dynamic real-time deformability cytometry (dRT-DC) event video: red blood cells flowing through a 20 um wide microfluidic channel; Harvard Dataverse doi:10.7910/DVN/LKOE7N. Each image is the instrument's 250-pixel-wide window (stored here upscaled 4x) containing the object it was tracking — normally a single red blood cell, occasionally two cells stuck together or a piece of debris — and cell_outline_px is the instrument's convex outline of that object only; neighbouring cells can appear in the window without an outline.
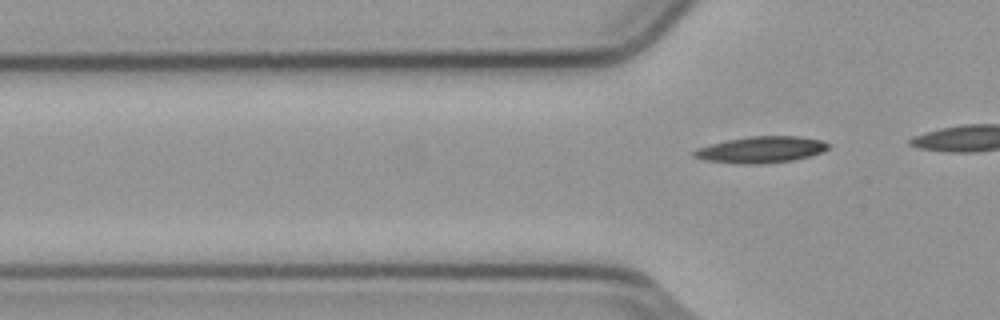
{"species": "common noctule bat (a hibernating species)", "species_latin": "Nyctalus noctula", "temperature_condition": "cold", "stored_images_in_passage": 5, "segment_of_instrument_passage": [2, 2], "camera_frame_rate_fps": 3000, "um_per_image_px": 0.085, "animal": {"sex": "male", "body_mass_g": 23.1, "forearm_length_mm": 52.7}, "frame": {"image": 1, "passage_image": 5, "time_ms": 1.333, "image_size_px": [1000, 320], "cell_outline_px": [[828, 148], [824, 152], [812, 156], [792, 160], [764, 164], [736, 164], [704, 160], [692, 156], [692, 152], [696, 148], [728, 140], [748, 136], [796, 136], [820, 140], [828, 144]], "centroid_in_image_um": [64.67, 12.73], "position_along_channel_um": 61.1, "area_um2": 20.75}}